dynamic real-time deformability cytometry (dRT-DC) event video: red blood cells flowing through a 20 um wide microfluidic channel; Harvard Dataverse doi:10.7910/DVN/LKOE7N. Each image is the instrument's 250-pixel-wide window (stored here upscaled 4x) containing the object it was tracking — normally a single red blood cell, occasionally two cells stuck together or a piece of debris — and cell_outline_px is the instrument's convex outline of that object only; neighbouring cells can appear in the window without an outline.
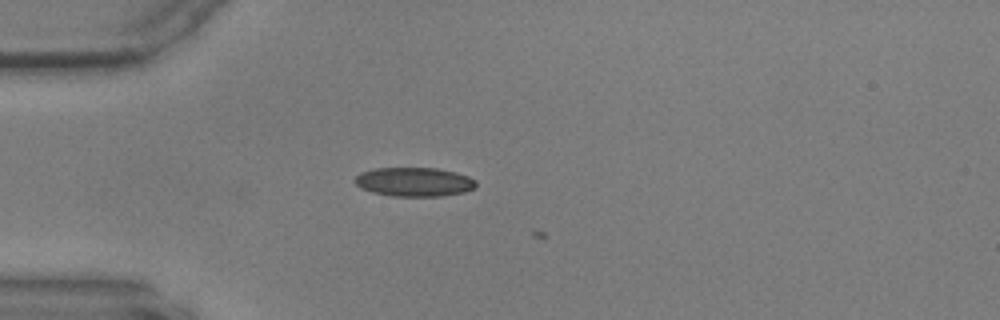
{"species": "common noctule bat (a hibernating species)", "species_latin": "Nyctalus noctula", "temperature_condition": "warm", "stored_images_in_passage": 9, "camera_frame_rate_fps": 3000, "um_per_image_px": 0.085, "animal": {"sex": "male", "body_mass_g": 17.9, "forearm_length_mm": 54.2}, "frame": {"image": 1, "passage_image": 8, "time_ms": 2.333, "image_size_px": [1000, 320], "cell_outline_px": [[476, 188], [464, 192], [444, 196], [392, 196], [372, 192], [360, 188], [356, 184], [356, 176], [360, 172], [372, 168], [436, 168], [456, 172], [468, 176], [476, 180]], "centroid_in_image_um": [35.22, 15.46], "position_along_channel_um": 49.8, "area_um2": 20.63}}